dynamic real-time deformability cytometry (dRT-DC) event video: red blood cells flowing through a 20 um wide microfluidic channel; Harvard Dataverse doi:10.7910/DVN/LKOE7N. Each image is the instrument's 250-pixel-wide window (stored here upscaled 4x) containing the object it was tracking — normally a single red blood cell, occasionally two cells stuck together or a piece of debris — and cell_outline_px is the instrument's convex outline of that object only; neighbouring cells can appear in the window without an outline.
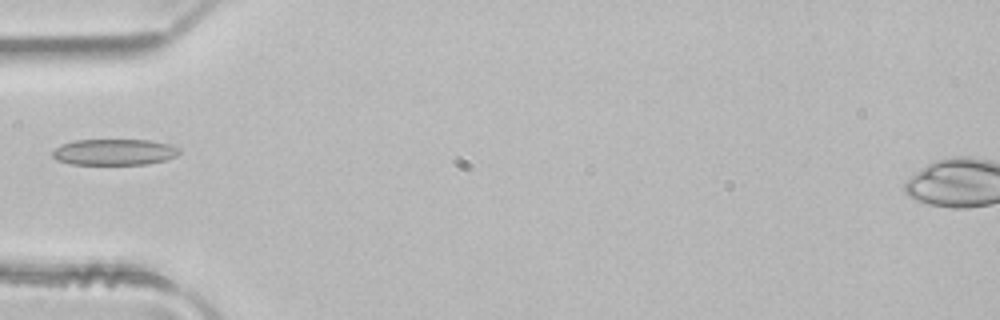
{"species": "common noctule bat (a hibernating species)", "species_latin": "Nyctalus noctula", "temperature_condition": "room temperature", "stored_images_in_passage": 1, "camera_frame_rate_fps": 3000, "um_per_image_px": 0.085, "animal": {"sex": "male", "body_mass_g": 21.5, "forearm_length_mm": 52.0}, "frame": {"image": 1, "passage_image": 1, "time_ms": 0.0, "image_size_px": [1000, 320], "cell_outline_px": [[180, 152], [176, 156], [164, 160], [148, 164], [72, 164], [56, 160], [52, 156], [52, 152], [56, 148], [64, 144], [76, 140], [148, 140], [172, 144], [180, 148]], "centroid_in_image_um": [9.75, 12.92], "position_along_channel_um": 75.2, "area_um2": 19.25}}